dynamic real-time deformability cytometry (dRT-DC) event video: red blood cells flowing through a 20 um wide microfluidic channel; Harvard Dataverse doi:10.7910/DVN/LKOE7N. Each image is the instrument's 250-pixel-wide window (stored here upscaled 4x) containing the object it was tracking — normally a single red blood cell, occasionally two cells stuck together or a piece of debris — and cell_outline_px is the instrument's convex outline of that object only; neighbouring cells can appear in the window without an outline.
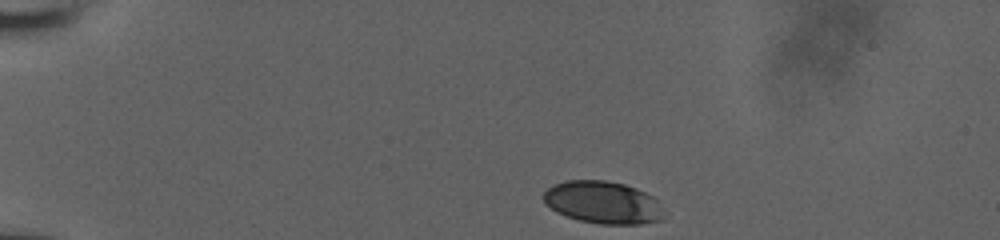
{"species": "human", "species_latin": "Homo sapiens", "temperature_condition": "room temperature", "stored_images_in_passage": 38, "camera_frame_rate_fps": 3000, "um_per_image_px": 0.085, "donor": {"sex": "male"}, "frame": {"image": 1, "passage_image": 1, "time_ms": 0.0, "image_size_px": [1000, 240], "cell_outline_px": [[664, 220], [640, 224], [600, 224], [580, 220], [556, 212], [544, 204], [544, 192], [548, 188], [564, 180], [604, 180], [624, 184], [636, 188], [652, 196], [656, 200]], "centroid_in_image_um": [51.22, 17.21], "position_along_channel_um": 33.8, "area_um2": 29.54}}
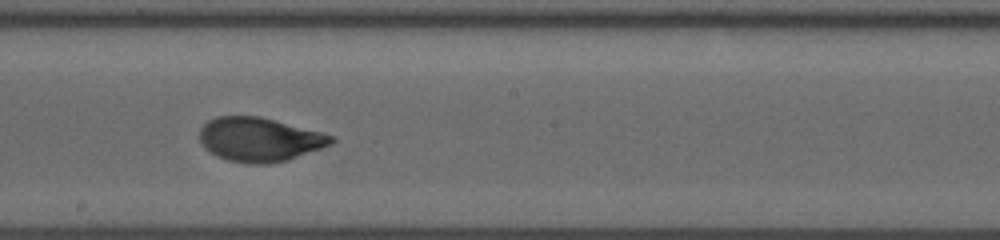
{"frame": {"image": 2, "passage_image": 22, "time_ms": 7.0, "image_size_px": [1000, 240], "cell_outline_px": [[336, 140], [332, 144], [288, 160], [268, 164], [248, 164], [228, 160], [216, 156], [204, 148], [200, 144], [200, 128], [208, 120], [216, 116], [260, 116], [336, 136]], "centroid_in_image_um": [22.05, 11.86], "position_along_channel_um": 226.2, "area_um2": 33.99}}
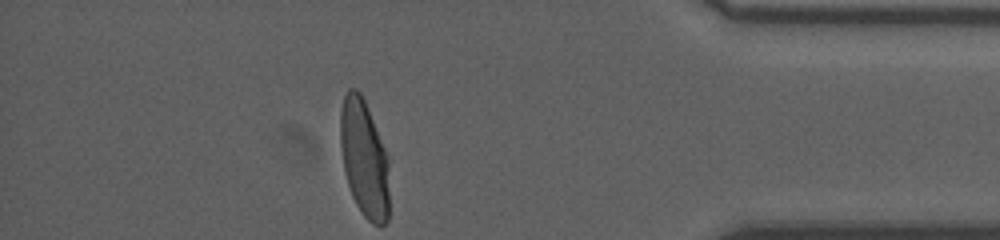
{"frame": {"image": 3, "passage_image": 38, "time_ms": 12.333, "image_size_px": [1000, 240], "cell_outline_px": [[388, 220], [384, 224], [372, 224], [364, 216], [356, 204], [352, 196], [344, 172], [340, 144], [340, 112], [344, 96], [348, 88], [356, 88], [360, 92], [364, 100], [384, 148], [388, 160]], "centroid_in_image_um": [30.93, 13.48], "position_along_channel_um": 404.3, "area_um2": 33.18}, "authors_computed_cell_mechanics": {"area_um2": 33.3217, "velocity_mm_per_s": 3.9148, "shape_relaxation_time_tau1_ms": 3.3323, "shape_relaxation_time_tau2_ms": null, "deformation_change_tau1": 0.1719, "deformation_change_tau2": null}}